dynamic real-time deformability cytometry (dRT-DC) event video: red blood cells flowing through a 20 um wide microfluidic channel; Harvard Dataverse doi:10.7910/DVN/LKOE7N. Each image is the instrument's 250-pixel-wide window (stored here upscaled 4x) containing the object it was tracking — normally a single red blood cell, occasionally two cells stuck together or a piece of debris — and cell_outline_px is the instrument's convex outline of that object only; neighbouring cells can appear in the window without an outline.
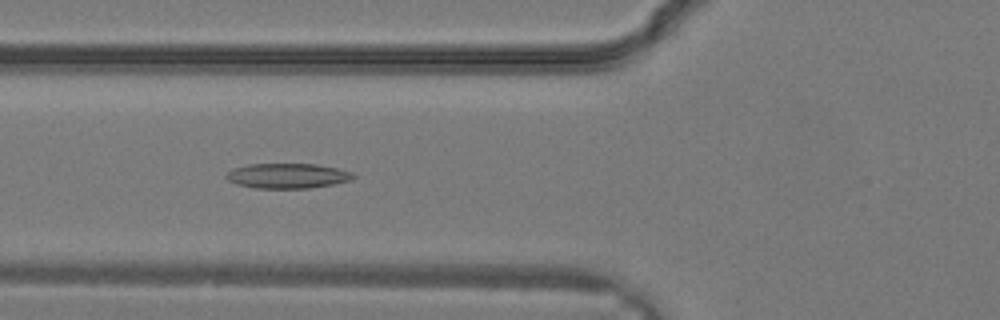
{"species": "common noctule bat (a hibernating species)", "species_latin": "Nyctalus noctula", "temperature_condition": "warm", "stored_images_in_passage": 32, "camera_frame_rate_fps": 3000, "um_per_image_px": 0.085, "animal": {"sex": "male", "body_mass_g": 19.2, "forearm_length_mm": 51.8}, "frame": {"image": 1, "passage_image": 12, "time_ms": 3.667, "image_size_px": [1000, 320], "cell_outline_px": [[356, 176], [352, 180], [332, 184], [308, 188], [256, 188], [236, 184], [228, 180], [224, 176], [232, 168], [248, 164], [316, 164], [336, 168], [352, 172]], "centroid_in_image_um": [24.42, 14.94], "position_along_channel_um": 101.4, "area_um2": 18.5}}
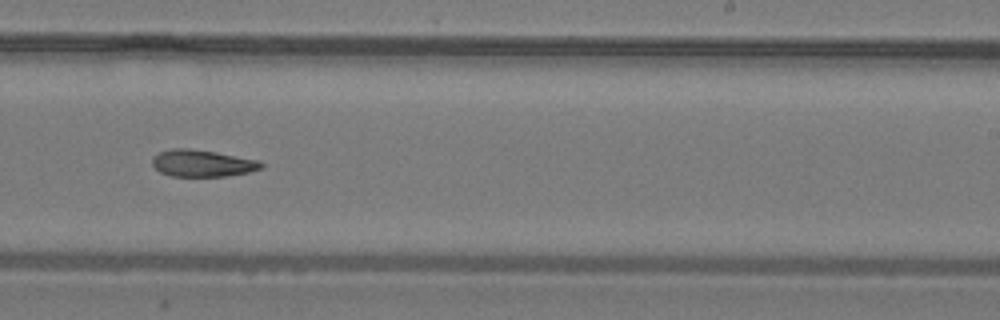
{"frame": {"image": 2, "passage_image": 20, "time_ms": 6.333, "image_size_px": [1000, 320], "cell_outline_px": [[264, 168], [248, 172], [228, 176], [172, 176], [160, 172], [152, 164], [152, 156], [160, 152], [172, 148], [188, 148], [216, 152], [260, 160], [264, 164]], "centroid_in_image_um": [17.22, 13.87], "position_along_channel_um": 271.8, "area_um2": 17.17}}
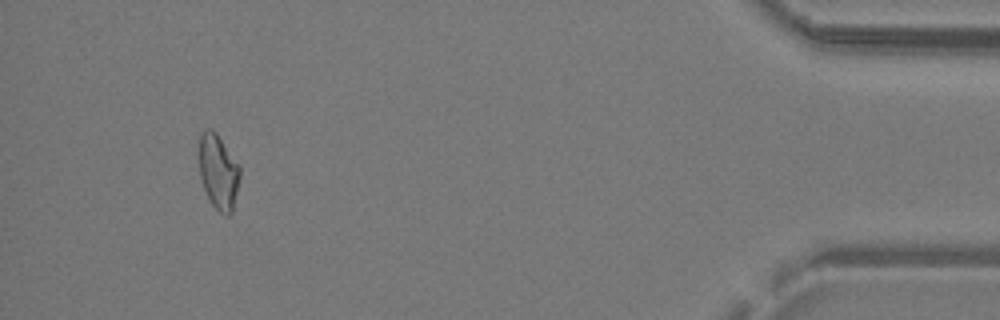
{"frame": {"image": 3, "passage_image": 30, "time_ms": 9.667, "image_size_px": [1000, 320], "cell_outline_px": [[240, 176], [232, 212], [228, 216], [224, 216], [212, 204], [204, 188], [200, 176], [196, 152], [200, 132], [208, 128], [212, 128], [216, 132], [240, 168]], "centroid_in_image_um": [18.5, 14.55], "position_along_channel_um": 416.7, "area_um2": 18.09}}